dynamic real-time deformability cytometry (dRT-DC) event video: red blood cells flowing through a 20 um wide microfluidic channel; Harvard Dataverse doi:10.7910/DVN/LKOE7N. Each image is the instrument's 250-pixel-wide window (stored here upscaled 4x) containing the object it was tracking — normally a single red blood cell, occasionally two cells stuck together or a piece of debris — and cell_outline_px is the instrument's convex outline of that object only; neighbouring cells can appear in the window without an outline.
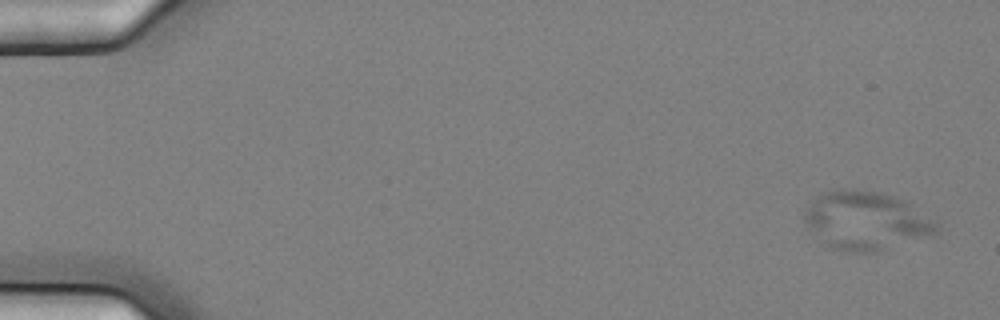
{"species": "common noctule bat (a hibernating species)", "species_latin": "Nyctalus noctula", "temperature_condition": "cold", "stored_images_in_passage": 5, "camera_frame_rate_fps": 3000, "um_per_image_px": 0.085, "animal": {"sex": "female", "body_mass_g": 25.1}, "frame": {"image": 1, "passage_image": 1, "time_ms": 0.0, "image_size_px": [1000, 320], "cell_outline_px": [[940, 228], [932, 236], [876, 252], [844, 252], [832, 248], [804, 220], [804, 208], [816, 196], [824, 192], [840, 188], [844, 188], [880, 192], [908, 200], [940, 224]], "centroid_in_image_um": [73.69, 18.74], "position_along_channel_um": 11.3, "area_um2": 45.2}}
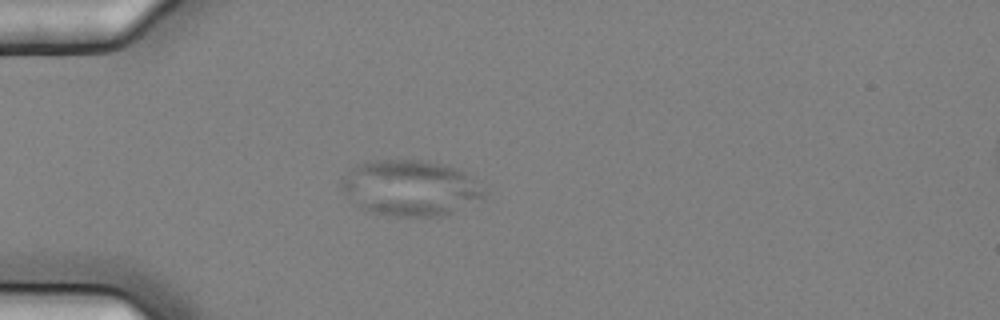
{"frame": {"image": 2, "passage_image": 5, "time_ms": 1.333, "image_size_px": [1000, 320], "cell_outline_px": [[484, 196], [444, 216], [396, 216], [372, 212], [360, 208], [352, 204], [348, 200], [340, 188], [340, 180], [356, 164], [368, 160], [428, 160], [444, 164], [456, 168], [464, 172], [476, 180], [484, 192]], "centroid_in_image_um": [34.79, 15.96], "position_along_channel_um": 50.2, "area_um2": 46.47}}